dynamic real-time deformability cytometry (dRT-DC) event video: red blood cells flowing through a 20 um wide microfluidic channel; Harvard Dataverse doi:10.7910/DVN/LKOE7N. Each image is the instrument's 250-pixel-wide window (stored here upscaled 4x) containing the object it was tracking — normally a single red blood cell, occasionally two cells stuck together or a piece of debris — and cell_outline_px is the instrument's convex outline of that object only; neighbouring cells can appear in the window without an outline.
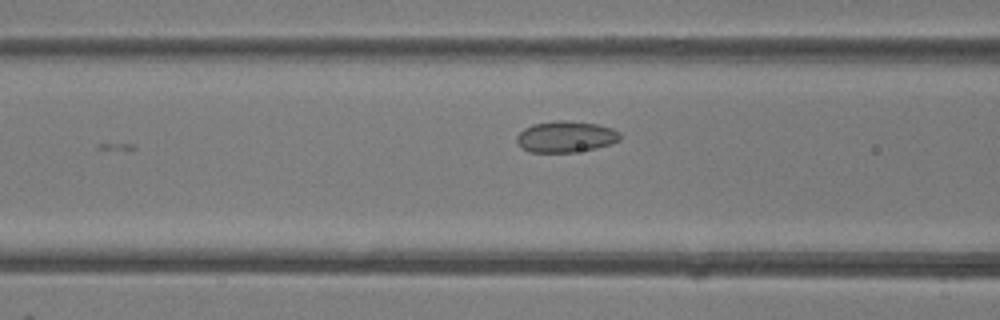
{"species": "common noctule bat (a hibernating species)", "species_latin": "Nyctalus noctula", "temperature_condition": "room temperature", "stored_images_in_passage": 6, "camera_frame_rate_fps": 3000, "um_per_image_px": 0.085, "animal": {"sex": "female"}, "frame": {"image": 1, "passage_image": 6, "time_ms": 5.667, "image_size_px": [1000, 320], "cell_outline_px": [[620, 140], [612, 144], [596, 148], [572, 152], [528, 152], [516, 140], [516, 136], [524, 128], [532, 124], [556, 120], [568, 120], [596, 124], [612, 128], [620, 132]], "centroid_in_image_um": [48.1, 11.61], "position_along_channel_um": 118.5, "area_um2": 18.84}}